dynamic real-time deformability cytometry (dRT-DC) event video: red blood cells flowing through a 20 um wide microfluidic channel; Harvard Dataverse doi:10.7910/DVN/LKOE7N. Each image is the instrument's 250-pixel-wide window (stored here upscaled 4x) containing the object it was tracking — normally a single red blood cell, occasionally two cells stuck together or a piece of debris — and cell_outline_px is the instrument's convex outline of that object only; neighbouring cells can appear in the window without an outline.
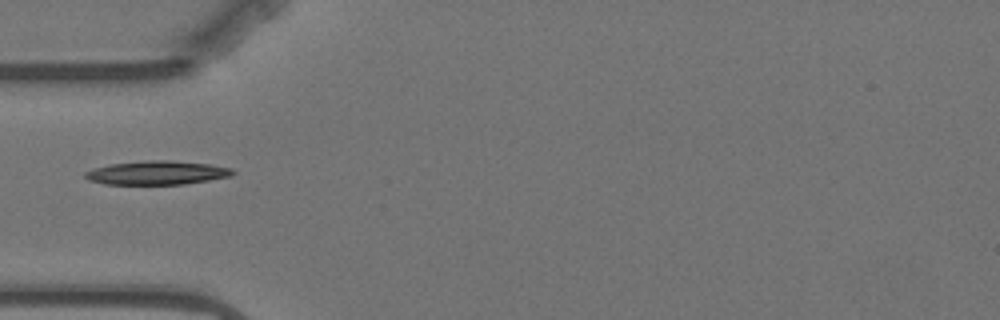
{"species": "Egyptian fruit bat (a non-hibernating species)", "species_latin": "Rousettus aegyptiacus", "temperature_condition": "warm", "stored_images_in_passage": 25, "camera_frame_rate_fps": 3000, "um_per_image_px": 0.085, "animal": {"sex": "female"}, "frame": {"image": 1, "passage_image": 1, "time_ms": 0.0, "image_size_px": [1000, 320], "cell_outline_px": [[236, 172], [232, 176], [184, 184], [104, 184], [88, 180], [84, 176], [84, 172], [96, 168], [112, 164], [152, 160], [172, 160], [208, 164], [232, 168]], "centroid_in_image_um": [13.37, 14.69], "position_along_channel_um": 71.6, "area_um2": 20.29}}
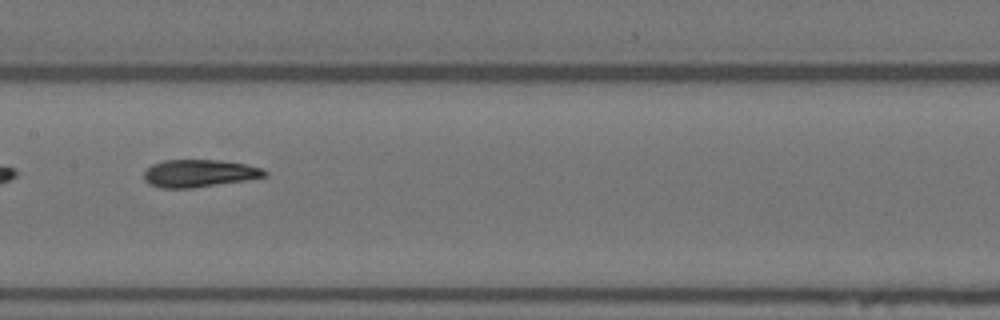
{"frame": {"image": 2, "passage_image": 11, "time_ms": 3.333, "image_size_px": [1000, 320], "cell_outline_px": [[268, 176], [248, 180], [192, 188], [160, 188], [148, 184], [144, 180], [144, 172], [152, 164], [164, 160], [220, 160], [244, 164], [264, 168], [268, 172]], "centroid_in_image_um": [16.95, 14.74], "position_along_channel_um": 190.4, "area_um2": 19.54}}
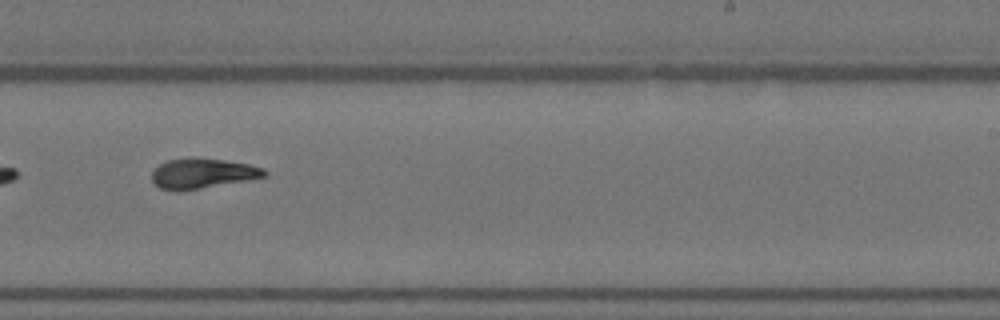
{"frame": {"image": 3, "passage_image": 18, "time_ms": 5.667, "image_size_px": [1000, 320], "cell_outline_px": [[268, 176], [200, 188], [176, 192], [160, 188], [152, 180], [152, 172], [160, 164], [168, 160], [192, 156], [224, 160], [248, 164], [264, 168], [268, 172]], "centroid_in_image_um": [17.2, 14.72], "position_along_channel_um": 271.8, "area_um2": 19.77}}